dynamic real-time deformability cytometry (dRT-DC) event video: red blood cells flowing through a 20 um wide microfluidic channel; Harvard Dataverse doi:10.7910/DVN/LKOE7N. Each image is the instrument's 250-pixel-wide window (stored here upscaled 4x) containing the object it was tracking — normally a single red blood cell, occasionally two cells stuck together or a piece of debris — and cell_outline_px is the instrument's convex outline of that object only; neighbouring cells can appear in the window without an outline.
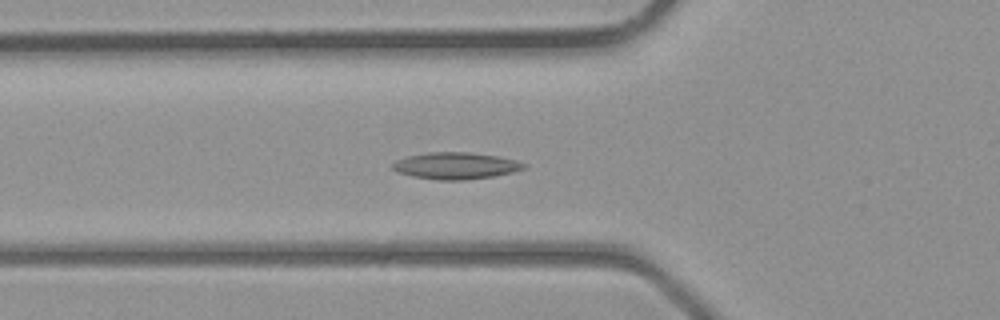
{"species": "common noctule bat (a hibernating species)", "species_latin": "Nyctalus noctula", "temperature_condition": "room temperature", "stored_images_in_passage": 32, "camera_frame_rate_fps": 3000, "um_per_image_px": 0.085, "animal": {"sex": "male", "body_mass_g": 23.1, "forearm_length_mm": 52.7}, "frame": {"image": 1, "passage_image": 6, "time_ms": 1.667, "image_size_px": [1000, 320], "cell_outline_px": [[528, 168], [512, 172], [492, 176], [464, 180], [436, 180], [412, 176], [396, 172], [392, 168], [392, 164], [396, 160], [408, 156], [428, 152], [472, 152], [496, 156], [516, 160], [528, 164]], "centroid_in_image_um": [38.74, 14.09], "position_along_channel_um": 87.1, "area_um2": 20.58}}
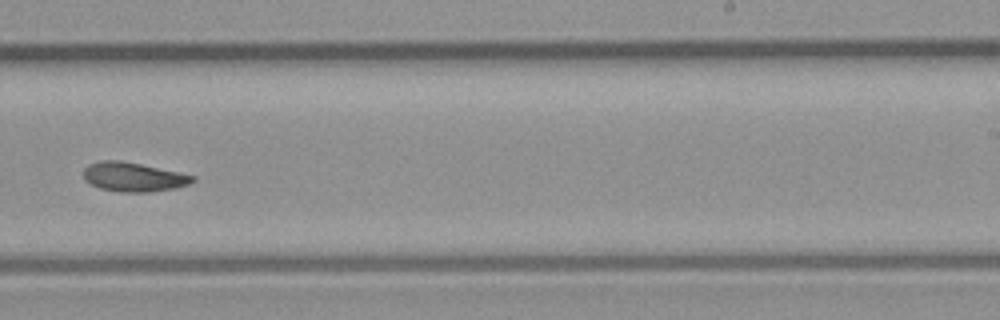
{"frame": {"image": 2, "passage_image": 17, "time_ms": 5.333, "image_size_px": [1000, 320], "cell_outline_px": [[196, 180], [188, 184], [176, 188], [148, 192], [120, 192], [100, 188], [84, 180], [84, 168], [88, 164], [100, 160], [120, 160], [180, 172], [196, 176]], "centroid_in_image_um": [11.35, 15.04], "position_along_channel_um": 277.7, "area_um2": 18.61}}
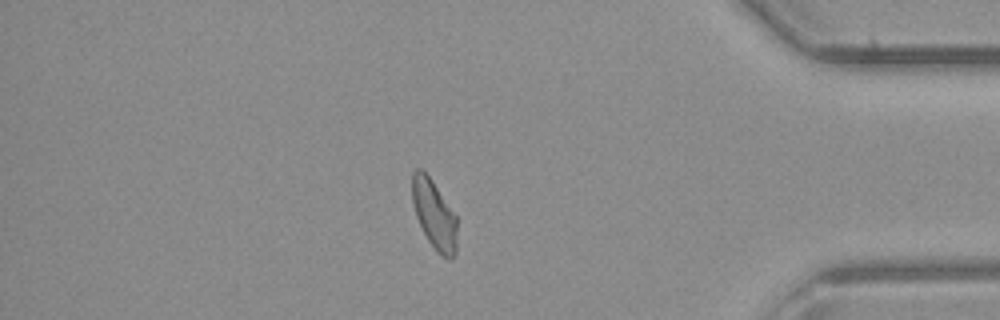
{"frame": {"image": 3, "passage_image": 26, "time_ms": 8.333, "image_size_px": [1000, 320], "cell_outline_px": [[456, 252], [448, 260], [436, 252], [428, 240], [416, 216], [412, 204], [412, 172], [416, 168], [420, 168], [432, 180], [456, 216]], "centroid_in_image_um": [36.89, 18.23], "position_along_channel_um": 398.3, "area_um2": 17.86}}